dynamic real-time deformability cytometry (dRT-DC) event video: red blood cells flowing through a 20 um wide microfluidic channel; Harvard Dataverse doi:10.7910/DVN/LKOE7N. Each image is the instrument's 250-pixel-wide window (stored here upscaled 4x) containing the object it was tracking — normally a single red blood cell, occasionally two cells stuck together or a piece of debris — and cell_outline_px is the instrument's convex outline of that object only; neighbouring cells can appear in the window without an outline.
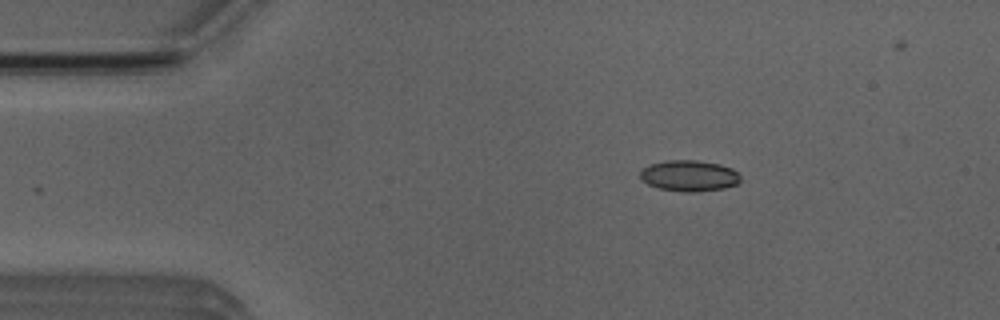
{"species": "Egyptian fruit bat (a non-hibernating species)", "species_latin": "Rousettus aegyptiacus", "temperature_condition": "room temperature", "stored_images_in_passage": 4, "camera_frame_rate_fps": 3000, "um_per_image_px": 0.085, "animal": {"sex": "male"}, "frame": {"image": 1, "passage_image": 3, "time_ms": 2.333, "image_size_px": [1000, 320], "cell_outline_px": [[740, 180], [736, 184], [724, 188], [696, 192], [684, 192], [660, 188], [648, 184], [640, 180], [640, 172], [644, 168], [652, 164], [664, 160], [696, 160], [720, 164], [732, 168], [740, 176]], "centroid_in_image_um": [58.57, 14.94], "position_along_channel_um": 26.4, "area_um2": 18.09}}